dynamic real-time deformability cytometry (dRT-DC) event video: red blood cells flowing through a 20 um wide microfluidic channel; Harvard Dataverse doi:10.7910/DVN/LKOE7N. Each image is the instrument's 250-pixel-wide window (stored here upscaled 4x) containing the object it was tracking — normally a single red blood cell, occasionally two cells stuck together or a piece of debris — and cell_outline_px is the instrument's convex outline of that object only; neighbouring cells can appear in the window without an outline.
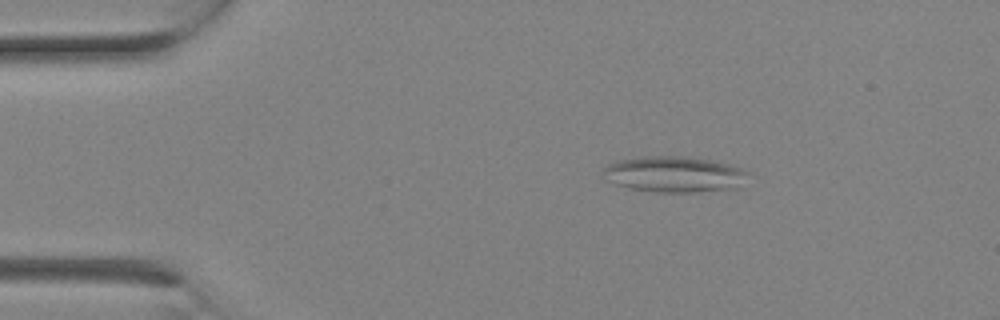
{"species": "Egyptian fruit bat (a non-hibernating species)", "species_latin": "Rousettus aegyptiacus", "temperature_condition": "room temperature", "stored_images_in_passage": 1, "camera_frame_rate_fps": 3000, "um_per_image_px": 0.085, "animal": {"sex": "female"}, "frame": {"image": 1, "passage_image": 1, "time_ms": 0.0, "image_size_px": [1000, 320], "cell_outline_px": [[752, 172], [740, 188], [696, 192], [656, 192], [628, 188], [604, 180], [604, 168], [608, 164], [620, 160], [648, 156], [684, 156], [712, 160], [728, 164]], "centroid_in_image_um": [57.37, 14.82], "position_along_channel_um": 27.6, "area_um2": 30.63}}